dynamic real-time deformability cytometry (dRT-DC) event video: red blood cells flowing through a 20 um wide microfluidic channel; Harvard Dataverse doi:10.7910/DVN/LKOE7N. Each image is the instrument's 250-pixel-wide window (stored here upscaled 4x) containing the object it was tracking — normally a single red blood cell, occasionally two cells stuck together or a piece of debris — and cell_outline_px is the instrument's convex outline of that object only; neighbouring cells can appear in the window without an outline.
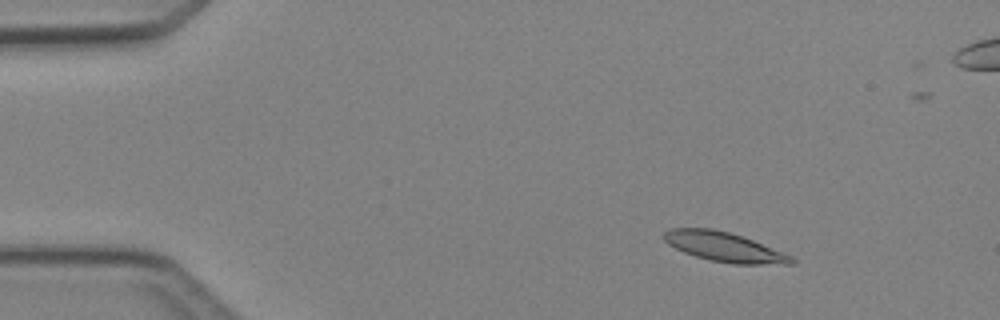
{"species": "Egyptian fruit bat (a non-hibernating species)", "species_latin": "Rousettus aegyptiacus", "temperature_condition": "cold", "stored_images_in_passage": 5, "camera_frame_rate_fps": 3000, "um_per_image_px": 0.085, "animal": {"sex": "female"}, "frame": {"image": 1, "passage_image": 2, "time_ms": 1.0, "image_size_px": [1000, 320], "cell_outline_px": [[796, 264], [732, 264], [708, 260], [684, 252], [668, 244], [664, 240], [664, 232], [668, 228], [712, 228], [728, 232], [752, 240], [792, 256], [796, 260]], "centroid_in_image_um": [61.55, 21.0], "position_along_channel_um": 23.5, "area_um2": 21.79}}